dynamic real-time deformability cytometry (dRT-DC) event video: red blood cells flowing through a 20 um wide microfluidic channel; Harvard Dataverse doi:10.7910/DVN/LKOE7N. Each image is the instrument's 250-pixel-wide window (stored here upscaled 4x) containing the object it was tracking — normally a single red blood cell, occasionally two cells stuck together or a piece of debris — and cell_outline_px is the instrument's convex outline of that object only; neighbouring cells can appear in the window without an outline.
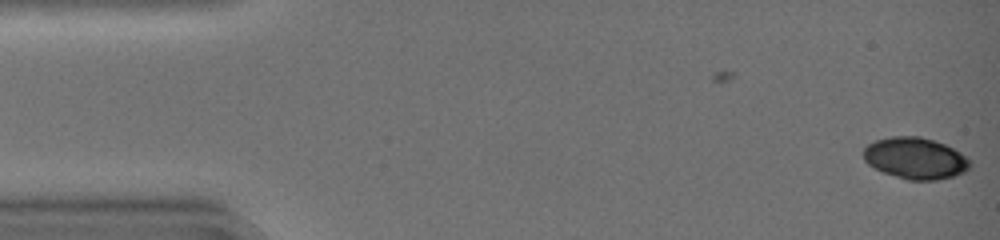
{"species": "common noctule bat (a hibernating species)", "species_latin": "Nyctalus noctula", "temperature_condition": "warm", "stored_images_in_passage": 6, "camera_frame_rate_fps": 3000, "um_per_image_px": 0.085, "animal": {"sex": "female", "body_mass_g": 19.0, "forearm_length_mm": 51.5}, "frame": {"image": 1, "passage_image": 6, "time_ms": 1.667, "image_size_px": [1000, 240], "cell_outline_px": [[972, 160], [968, 168], [964, 172], [952, 176], [936, 180], [908, 180], [884, 172], [868, 164], [864, 160], [864, 148], [868, 144], [876, 140], [892, 136], [920, 136], [944, 144], [960, 152]], "centroid_in_image_um": [77.81, 13.44], "position_along_channel_um": 7.2, "area_um2": 25.55}}